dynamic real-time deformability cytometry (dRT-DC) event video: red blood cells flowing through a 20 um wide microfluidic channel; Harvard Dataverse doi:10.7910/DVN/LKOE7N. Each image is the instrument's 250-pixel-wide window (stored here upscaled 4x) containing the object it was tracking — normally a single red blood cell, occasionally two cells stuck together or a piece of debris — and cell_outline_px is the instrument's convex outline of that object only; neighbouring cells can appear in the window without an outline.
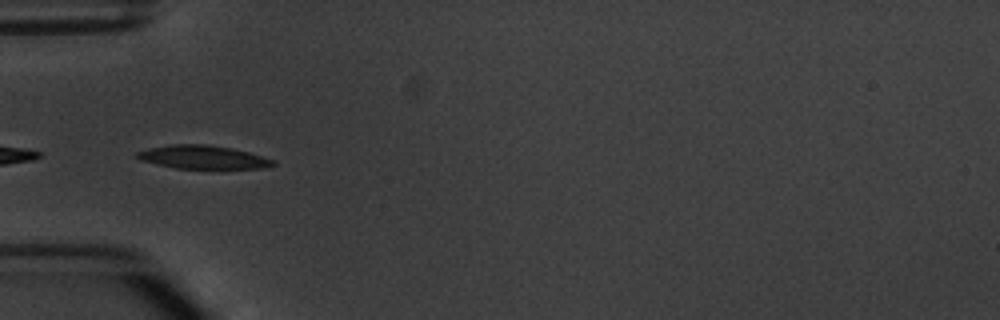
{"species": "common noctule bat (a hibernating species)", "species_latin": "Nyctalus noctula", "temperature_condition": "warm", "stored_images_in_passage": 6, "camera_frame_rate_fps": 3000, "um_per_image_px": 0.085, "animal": {"sex": "male", "body_mass_g": 20.1, "forearm_length_mm": 53.5}, "frame": {"image": 1, "passage_image": 5, "time_ms": 4.667, "image_size_px": [1000, 320], "cell_outline_px": [[276, 164], [260, 168], [224, 172], [220, 172], [176, 168], [156, 164], [140, 160], [132, 156], [136, 152], [148, 148], [172, 144], [208, 144], [232, 148], [248, 152], [276, 160]], "centroid_in_image_um": [17.29, 13.41], "position_along_channel_um": 67.7, "area_um2": 19.83}}